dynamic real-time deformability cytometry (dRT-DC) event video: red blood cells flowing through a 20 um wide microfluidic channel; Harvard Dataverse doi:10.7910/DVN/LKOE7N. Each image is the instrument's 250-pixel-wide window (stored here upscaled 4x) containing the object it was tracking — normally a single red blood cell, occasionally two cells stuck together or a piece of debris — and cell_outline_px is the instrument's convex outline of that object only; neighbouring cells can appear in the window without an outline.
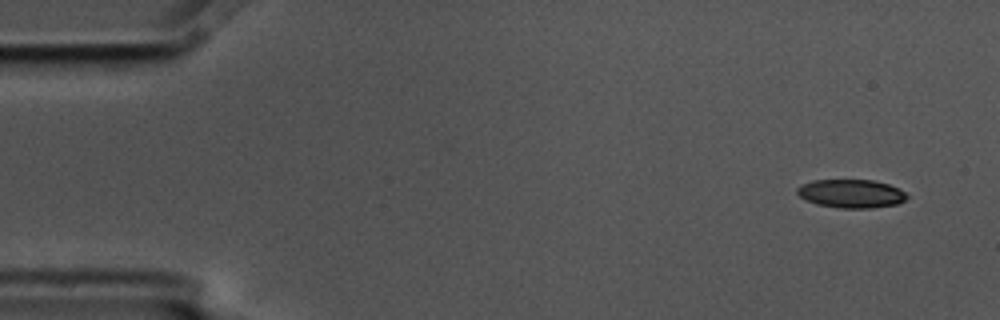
{"species": "common noctule bat (a hibernating species)", "species_latin": "Nyctalus noctula", "temperature_condition": "cold", "stored_images_in_passage": 5, "camera_frame_rate_fps": 3000, "um_per_image_px": 0.085, "animal": {"sex": "male", "body_mass_g": 17.5, "forearm_length_mm": 52.3}, "frame": {"image": 1, "passage_image": 1, "time_ms": 0.0, "image_size_px": [1000, 320], "cell_outline_px": [[908, 196], [904, 200], [896, 204], [872, 208], [840, 208], [816, 204], [800, 196], [796, 192], [796, 188], [812, 180], [872, 180], [888, 184], [904, 192]], "centroid_in_image_um": [72.33, 16.46], "position_along_channel_um": 12.7, "area_um2": 17.98}}